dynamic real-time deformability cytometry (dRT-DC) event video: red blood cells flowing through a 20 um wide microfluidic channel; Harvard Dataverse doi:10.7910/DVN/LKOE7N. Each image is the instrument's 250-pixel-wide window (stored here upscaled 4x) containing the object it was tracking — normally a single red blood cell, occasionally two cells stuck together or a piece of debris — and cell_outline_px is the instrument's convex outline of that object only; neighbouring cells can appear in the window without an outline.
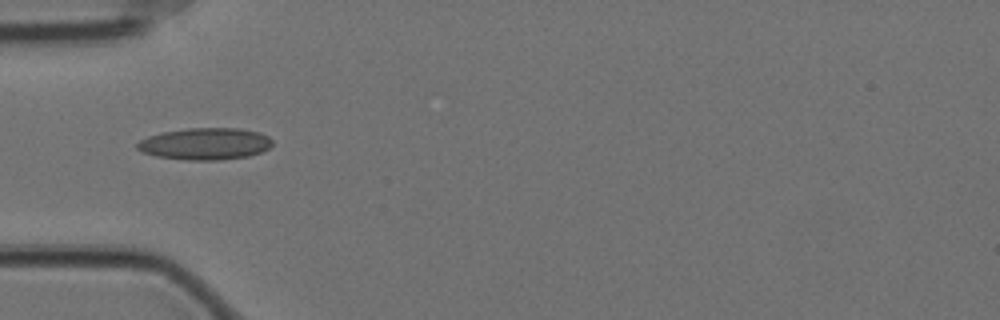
{"species": "Egyptian fruit bat (a non-hibernating species)", "species_latin": "Rousettus aegyptiacus", "temperature_condition": "cold", "stored_images_in_passage": 11, "camera_frame_rate_fps": 3000, "um_per_image_px": 0.085, "animal": {"sex": "female"}, "frame": {"image": 1, "passage_image": 1, "time_ms": 0.0, "image_size_px": [1000, 320], "cell_outline_px": [[272, 144], [268, 148], [260, 152], [248, 156], [216, 160], [188, 160], [156, 156], [144, 152], [136, 148], [136, 144], [140, 140], [148, 136], [160, 132], [188, 128], [240, 128], [260, 132], [268, 136], [272, 140]], "centroid_in_image_um": [17.43, 12.21], "position_along_channel_um": 67.6, "area_um2": 25.09}}
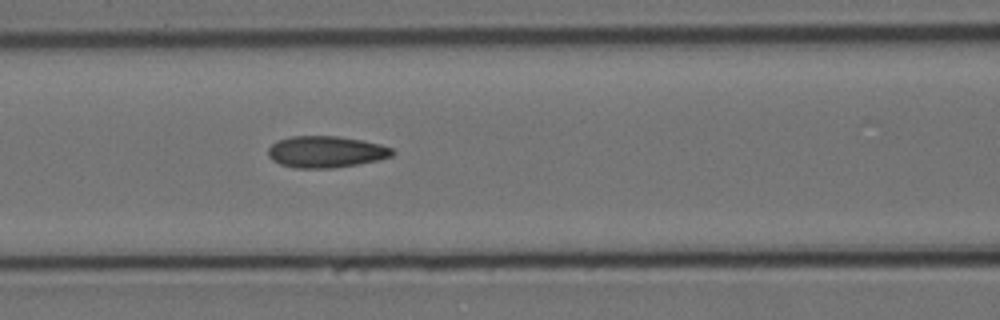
{"frame": {"image": 2, "passage_image": 7, "time_ms": 2.0, "image_size_px": [1000, 320], "cell_outline_px": [[396, 152], [392, 156], [376, 160], [356, 164], [332, 168], [296, 168], [280, 164], [272, 160], [268, 156], [268, 148], [276, 140], [292, 136], [336, 136], [360, 140], [380, 144], [392, 148]], "centroid_in_image_um": [27.67, 12.9], "position_along_channel_um": 138.9, "area_um2": 22.77}}
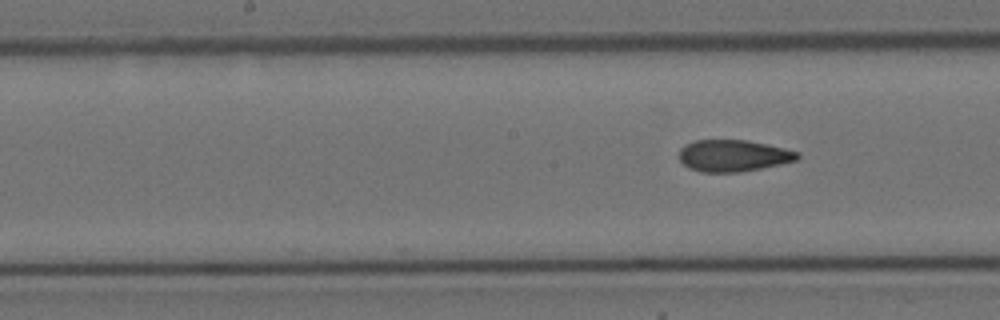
{"frame": {"image": 3, "passage_image": 11, "time_ms": 3.333, "image_size_px": [1000, 320], "cell_outline_px": [[800, 156], [796, 160], [780, 164], [740, 172], [700, 172], [688, 168], [680, 160], [680, 148], [684, 144], [696, 140], [748, 140], [768, 144], [800, 152]], "centroid_in_image_um": [62.32, 13.23], "position_along_channel_um": 185.9, "area_um2": 21.91}}